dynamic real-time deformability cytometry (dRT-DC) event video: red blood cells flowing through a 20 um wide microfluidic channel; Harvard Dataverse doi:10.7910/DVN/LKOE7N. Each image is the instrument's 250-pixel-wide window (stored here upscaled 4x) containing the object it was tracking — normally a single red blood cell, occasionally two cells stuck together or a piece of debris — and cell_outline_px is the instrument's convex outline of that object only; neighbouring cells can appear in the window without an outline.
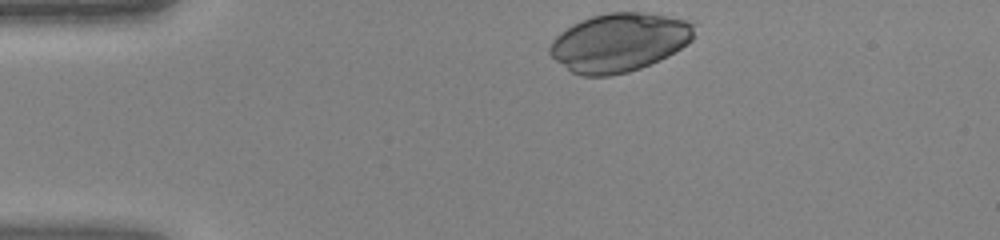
{"species": "human", "species_latin": "Homo sapiens", "temperature_condition": "warm", "stored_images_in_passage": 29, "camera_frame_rate_fps": 3000, "um_per_image_px": 0.085, "donor": {"sex": "female"}, "frame": {"image": 1, "passage_image": 1, "time_ms": 0.0, "image_size_px": [1000, 240], "cell_outline_px": [[696, 20], [692, 40], [688, 44], [668, 56], [660, 60], [640, 68], [628, 72], [608, 76], [580, 76], [572, 72], [556, 60], [548, 52], [548, 48], [552, 40], [560, 32], [580, 20], [592, 16], [608, 12], [644, 12]], "centroid_in_image_um": [52.67, 3.59], "position_along_channel_um": 32.3, "area_um2": 49.77}}
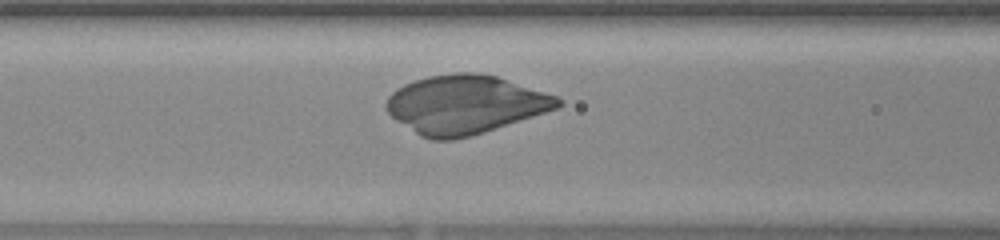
{"frame": {"image": 2, "passage_image": 11, "time_ms": 3.333, "image_size_px": [1000, 240], "cell_outline_px": [[564, 104], [560, 108], [472, 136], [452, 140], [432, 140], [420, 136], [396, 120], [388, 112], [384, 104], [388, 96], [396, 88], [404, 84], [428, 76], [456, 72], [476, 72], [496, 76], [560, 96], [564, 100]], "centroid_in_image_um": [39.58, 8.88], "position_along_channel_um": 127.0, "area_um2": 59.07}}
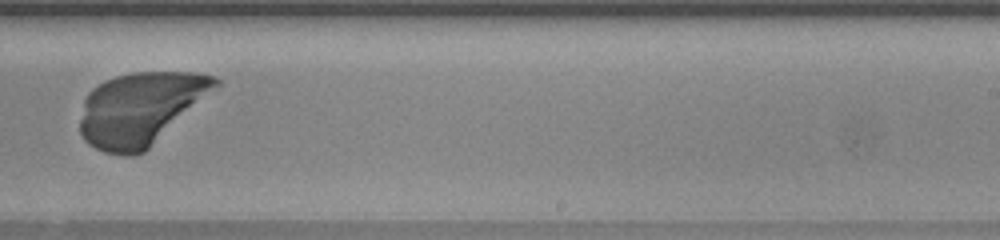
{"frame": {"image": 3, "passage_image": 21, "time_ms": 6.667, "image_size_px": [1000, 240], "cell_outline_px": [[220, 84], [144, 152], [132, 156], [124, 156], [104, 152], [88, 144], [84, 140], [80, 132], [80, 120], [84, 100], [88, 92], [92, 88], [104, 80], [116, 76], [132, 72], [196, 72], [216, 76], [220, 80]], "centroid_in_image_um": [11.9, 9.23], "position_along_channel_um": 277.1, "area_um2": 57.16}}